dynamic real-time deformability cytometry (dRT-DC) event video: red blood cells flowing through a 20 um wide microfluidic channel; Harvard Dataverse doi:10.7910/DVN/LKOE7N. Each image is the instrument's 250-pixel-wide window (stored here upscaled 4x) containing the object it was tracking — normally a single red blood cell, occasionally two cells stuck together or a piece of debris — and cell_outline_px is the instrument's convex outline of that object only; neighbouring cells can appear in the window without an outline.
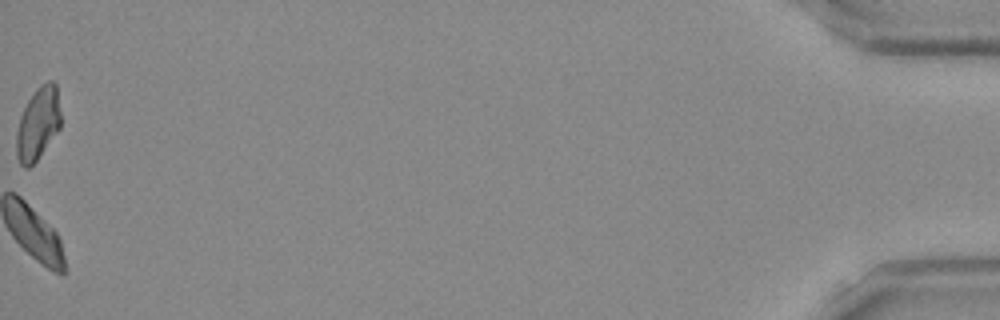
{"species": "Egyptian fruit bat (a non-hibernating species)", "species_latin": "Rousettus aegyptiacus", "temperature_condition": "room temperature", "stored_images_in_passage": 40, "camera_frame_rate_fps": 3000, "um_per_image_px": 0.085, "frame": {"image": 1, "passage_image": 40, "time_ms": 13.0, "image_size_px": [1000, 320], "cell_outline_px": [[60, 128], [36, 160], [28, 168], [24, 168], [20, 164], [16, 156], [16, 132], [20, 116], [28, 100], [36, 88], [40, 84], [48, 80], [52, 80], [56, 84], [60, 112]], "centroid_in_image_um": [3.21, 10.49], "position_along_channel_um": 432.0, "area_um2": 18.73}}